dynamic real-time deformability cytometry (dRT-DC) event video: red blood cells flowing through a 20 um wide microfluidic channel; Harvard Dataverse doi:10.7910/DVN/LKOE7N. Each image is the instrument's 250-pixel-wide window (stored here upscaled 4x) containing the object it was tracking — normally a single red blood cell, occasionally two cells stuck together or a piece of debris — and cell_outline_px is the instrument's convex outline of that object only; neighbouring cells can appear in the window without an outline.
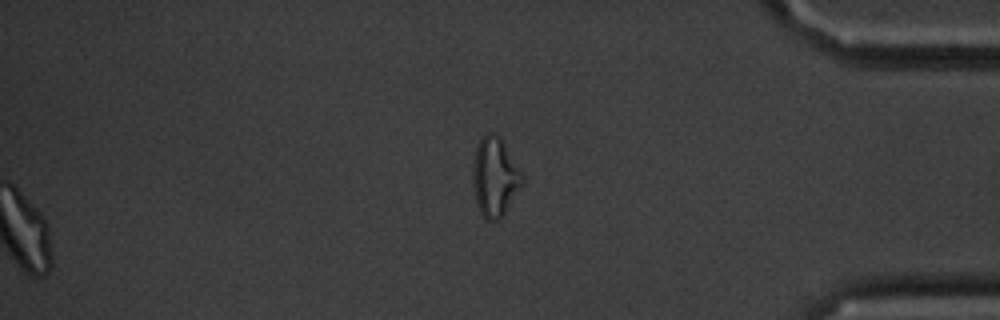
{"species": "common noctule bat (a hibernating species)", "species_latin": "Nyctalus noctula", "temperature_condition": "cold", "stored_images_in_passage": 60, "segment_of_instrument_passage": [2, 2], "camera_frame_rate_fps": 3000, "um_per_image_px": 0.085, "animal": {"sex": "male", "body_mass_g": 20.1, "forearm_length_mm": 53.5}, "frame": {"image": 1, "passage_image": 60, "time_ms": 19.667, "image_size_px": [1000, 320], "cell_outline_px": [[524, 180], [504, 212], [496, 220], [484, 220], [476, 204], [472, 180], [472, 172], [476, 148], [480, 140], [488, 132], [492, 132], [500, 136], [524, 176]], "centroid_in_image_um": [42.04, 15.02], "position_along_channel_um": 393.2, "area_um2": 22.43}}